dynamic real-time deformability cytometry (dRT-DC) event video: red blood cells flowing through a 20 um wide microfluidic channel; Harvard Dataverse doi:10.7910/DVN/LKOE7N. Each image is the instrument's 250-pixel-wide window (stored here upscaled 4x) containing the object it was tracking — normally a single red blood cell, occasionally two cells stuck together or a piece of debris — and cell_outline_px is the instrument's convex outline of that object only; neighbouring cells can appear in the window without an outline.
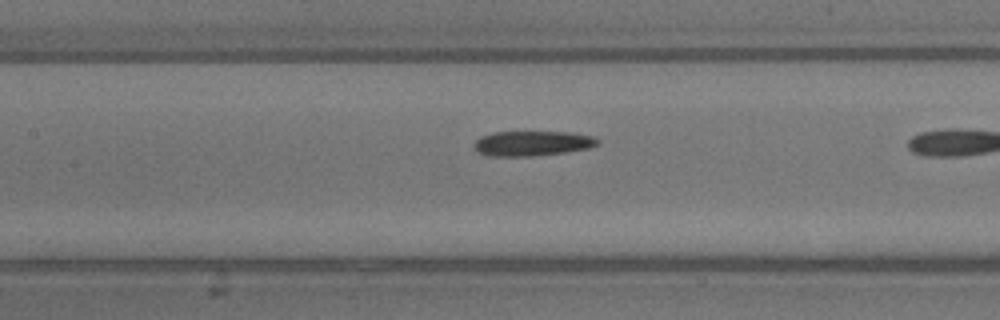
{"species": "common noctule bat (a hibernating species)", "species_latin": "Nyctalus noctula", "temperature_condition": "warm", "stored_images_in_passage": 12, "camera_frame_rate_fps": 3000, "um_per_image_px": 0.085, "animal": {"sex": "male", "body_mass_g": 13.3}, "frame": {"image": 1, "passage_image": 10, "time_ms": 3.0, "image_size_px": [1000, 320], "cell_outline_px": [[600, 144], [592, 148], [564, 152], [532, 156], [488, 156], [476, 152], [472, 148], [472, 144], [480, 136], [492, 132], [568, 132], [596, 136], [600, 140]], "centroid_in_image_um": [45.24, 12.19], "position_along_channel_um": 162.2, "area_um2": 18.38}}